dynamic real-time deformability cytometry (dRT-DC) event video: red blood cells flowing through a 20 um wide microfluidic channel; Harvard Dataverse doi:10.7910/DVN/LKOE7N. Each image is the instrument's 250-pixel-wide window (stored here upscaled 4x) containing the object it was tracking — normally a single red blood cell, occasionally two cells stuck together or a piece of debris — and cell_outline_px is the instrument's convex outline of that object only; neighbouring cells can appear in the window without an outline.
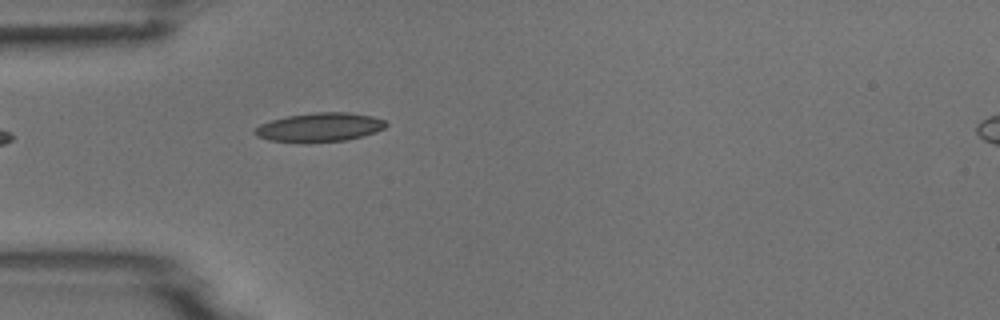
{"species": "common noctule bat (a hibernating species)", "species_latin": "Nyctalus noctula", "temperature_condition": "room temperature", "stored_images_in_passage": 5, "camera_frame_rate_fps": 3000, "um_per_image_px": 0.085, "animal": {"sex": "male", "body_mass_g": 18.8}, "frame": {"image": 1, "passage_image": 5, "time_ms": 4.667, "image_size_px": [1000, 320], "cell_outline_px": [[388, 124], [384, 128], [376, 132], [348, 140], [268, 140], [256, 136], [252, 132], [252, 128], [260, 124], [272, 120], [288, 116], [312, 112], [348, 112], [372, 116], [384, 120]], "centroid_in_image_um": [27.17, 10.78], "position_along_channel_um": 57.8, "area_um2": 21.5}}